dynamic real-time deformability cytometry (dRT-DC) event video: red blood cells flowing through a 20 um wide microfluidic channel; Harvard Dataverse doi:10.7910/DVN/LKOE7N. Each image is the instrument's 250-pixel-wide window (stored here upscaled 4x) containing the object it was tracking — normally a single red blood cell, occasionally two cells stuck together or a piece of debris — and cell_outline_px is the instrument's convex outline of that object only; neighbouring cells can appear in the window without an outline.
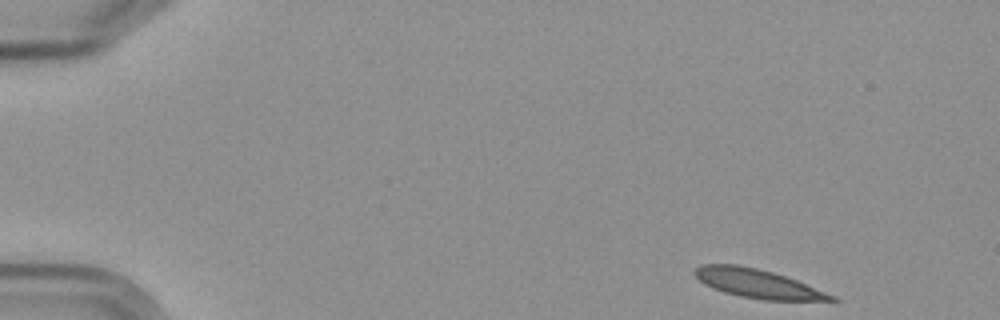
{"species": "Egyptian fruit bat (a non-hibernating species)", "species_latin": "Rousettus aegyptiacus", "temperature_condition": "cold", "stored_images_in_passage": 6, "camera_frame_rate_fps": 3000, "um_per_image_px": 0.085, "frame": {"image": 1, "passage_image": 1, "time_ms": 0.0, "image_size_px": [1000, 320], "cell_outline_px": [[840, 300], [764, 300], [740, 296], [724, 292], [712, 288], [704, 284], [692, 272], [692, 268], [700, 264], [736, 264], [756, 268], [772, 272], [796, 280], [836, 296]], "centroid_in_image_um": [64.33, 24.09], "position_along_channel_um": 20.7, "area_um2": 22.77}}
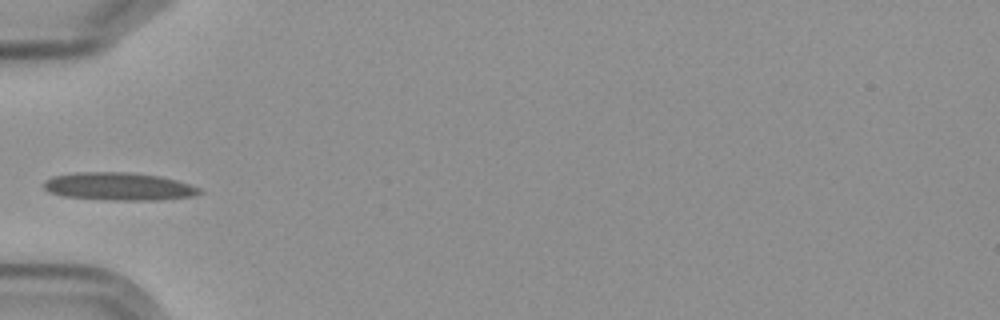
{"frame": {"image": 2, "passage_image": 5, "time_ms": 4.667, "image_size_px": [1000, 320], "cell_outline_px": [[204, 192], [192, 196], [160, 200], [108, 200], [64, 196], [48, 192], [44, 188], [44, 180], [52, 176], [76, 172], [128, 172], [160, 176], [176, 180], [200, 188]], "centroid_in_image_um": [10.08, 15.85], "position_along_channel_um": 74.9, "area_um2": 25.32}}
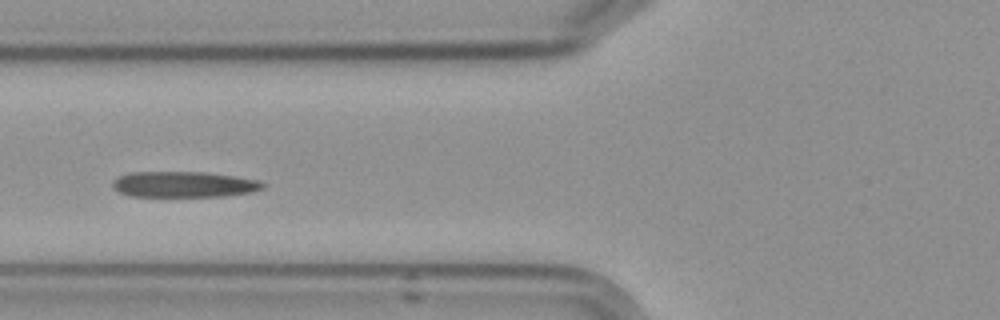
{"frame": {"image": 3, "passage_image": 6, "time_ms": 5.667, "image_size_px": [1000, 320], "cell_outline_px": [[268, 184], [264, 188], [252, 192], [228, 196], [128, 196], [112, 188], [112, 180], [120, 176], [132, 172], [204, 172], [236, 176], [260, 180]], "centroid_in_image_um": [15.68, 15.67], "position_along_channel_um": 110.1, "area_um2": 22.83}}